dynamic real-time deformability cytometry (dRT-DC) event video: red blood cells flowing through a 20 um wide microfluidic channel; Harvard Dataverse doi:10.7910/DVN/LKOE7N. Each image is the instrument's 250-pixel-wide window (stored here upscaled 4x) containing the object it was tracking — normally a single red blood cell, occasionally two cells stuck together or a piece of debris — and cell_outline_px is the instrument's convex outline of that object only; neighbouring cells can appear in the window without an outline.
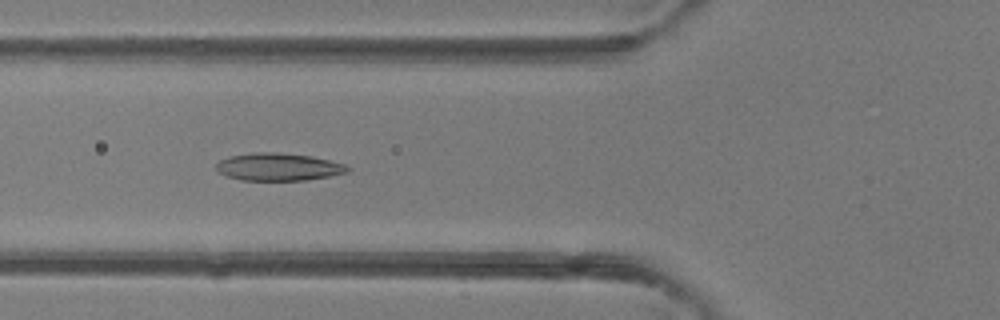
{"species": "common noctule bat (a hibernating species)", "species_latin": "Nyctalus noctula", "temperature_condition": "room temperature", "stored_images_in_passage": 48, "camera_frame_rate_fps": 3000, "um_per_image_px": 0.085, "animal": {"sex": "female"}, "frame": {"image": 1, "passage_image": 18, "time_ms": 5.667, "image_size_px": [1000, 320], "cell_outline_px": [[352, 168], [348, 172], [308, 180], [240, 180], [216, 172], [216, 164], [220, 160], [228, 156], [252, 152], [276, 152], [312, 156], [344, 164]], "centroid_in_image_um": [23.64, 14.18], "position_along_channel_um": 102.2, "area_um2": 21.21}}
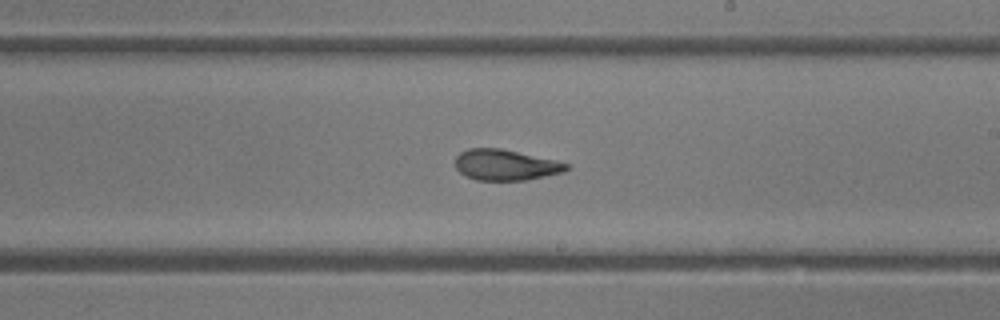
{"frame": {"image": 2, "passage_image": 28, "time_ms": 9.0, "image_size_px": [1000, 320], "cell_outline_px": [[568, 168], [564, 172], [524, 180], [476, 180], [464, 176], [456, 168], [456, 156], [460, 152], [468, 148], [500, 148], [556, 160], [568, 164]], "centroid_in_image_um": [42.94, 14.01], "position_along_channel_um": 246.1, "area_um2": 19.88}}
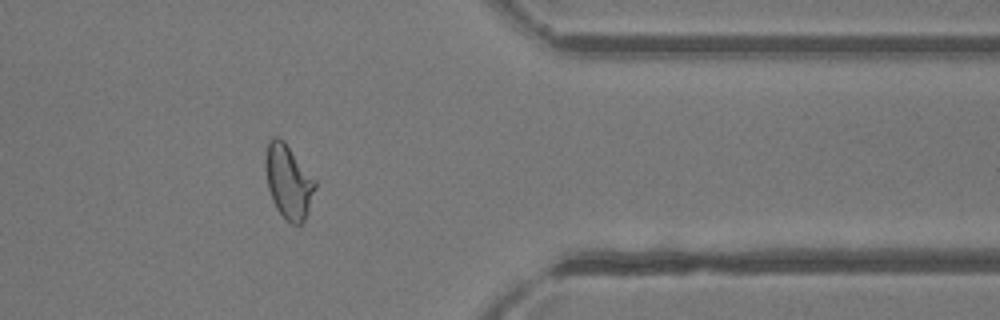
{"frame": {"image": 3, "passage_image": 39, "time_ms": 12.667, "image_size_px": [1000, 320], "cell_outline_px": [[316, 188], [308, 212], [304, 220], [300, 224], [292, 224], [276, 208], [272, 200], [268, 188], [264, 164], [264, 160], [268, 140], [272, 136], [276, 136], [284, 140], [316, 180]], "centroid_in_image_um": [24.51, 15.39], "position_along_channel_um": 386.9, "area_um2": 21.5}, "authors_computed_cell_mechanics": {"area_um2": 21.7039, "velocity_mm_per_s": 4.3142, "shape_relaxation_time_tau1_ms": 3.7379, "shape_relaxation_time_tau2_ms": 1.4093, "deformation_change_tau1": 0.1664, "deformation_change_tau2": 0.098}}